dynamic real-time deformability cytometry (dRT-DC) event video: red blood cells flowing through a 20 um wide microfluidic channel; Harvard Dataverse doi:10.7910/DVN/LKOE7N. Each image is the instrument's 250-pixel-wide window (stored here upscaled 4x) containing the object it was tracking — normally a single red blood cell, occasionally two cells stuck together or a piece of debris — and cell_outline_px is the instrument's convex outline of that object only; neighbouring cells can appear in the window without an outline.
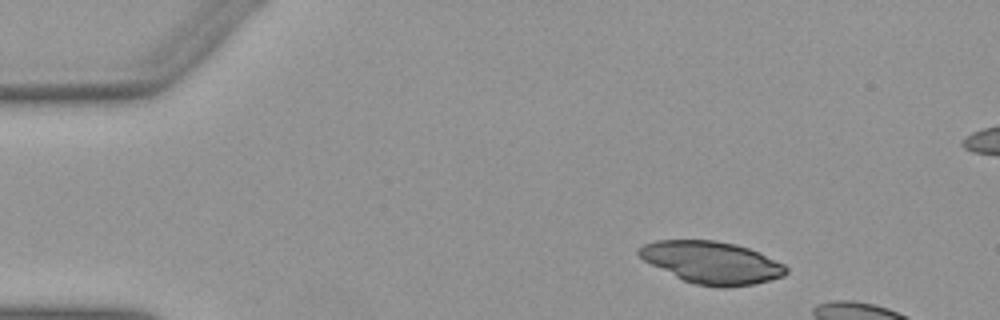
{"species": "Egyptian fruit bat (a non-hibernating species)", "species_latin": "Rousettus aegyptiacus", "temperature_condition": "warm", "stored_images_in_passage": 8, "camera_frame_rate_fps": 3000, "um_per_image_px": 0.085, "animal": {"sex": "female"}, "frame": {"image": 1, "passage_image": 1, "time_ms": 0.0, "image_size_px": [1000, 320], "cell_outline_px": [[788, 272], [784, 276], [752, 284], [724, 288], [720, 288], [696, 284], [684, 280], [644, 260], [636, 252], [644, 244], [656, 240], [716, 240], [736, 244], [760, 252], [784, 264], [788, 268]], "centroid_in_image_um": [60.53, 22.3], "position_along_channel_um": 24.5, "area_um2": 35.95}}